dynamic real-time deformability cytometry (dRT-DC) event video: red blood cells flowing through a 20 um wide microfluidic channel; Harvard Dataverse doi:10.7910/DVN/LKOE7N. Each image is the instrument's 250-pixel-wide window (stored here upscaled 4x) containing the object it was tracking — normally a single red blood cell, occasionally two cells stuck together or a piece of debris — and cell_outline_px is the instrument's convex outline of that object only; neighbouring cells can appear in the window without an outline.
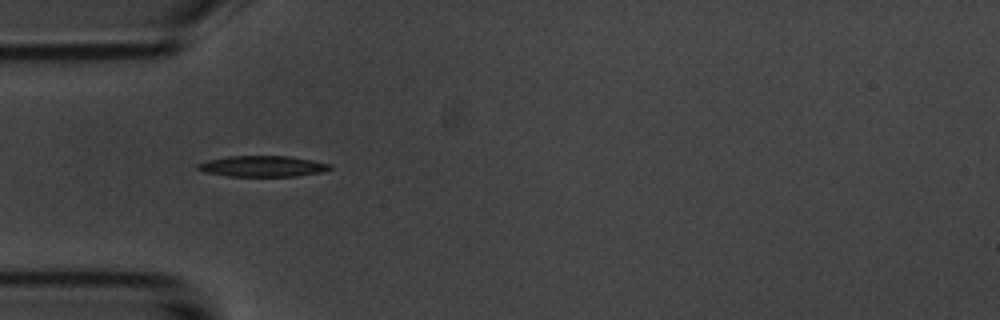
{"species": "common noctule bat (a hibernating species)", "species_latin": "Nyctalus noctula", "temperature_condition": "room temperature", "stored_images_in_passage": 10, "camera_frame_rate_fps": 3000, "um_per_image_px": 0.085, "animal": {"sex": "male", "body_mass_g": 20.1, "forearm_length_mm": 53.5}, "frame": {"image": 1, "passage_image": 4, "time_ms": 3.667, "image_size_px": [1000, 320], "cell_outline_px": [[332, 168], [320, 172], [296, 176], [228, 176], [204, 172], [196, 168], [196, 164], [208, 160], [228, 156], [288, 156], [312, 160], [332, 164]], "centroid_in_image_um": [22.3, 14.13], "position_along_channel_um": 62.7, "area_um2": 16.07}}
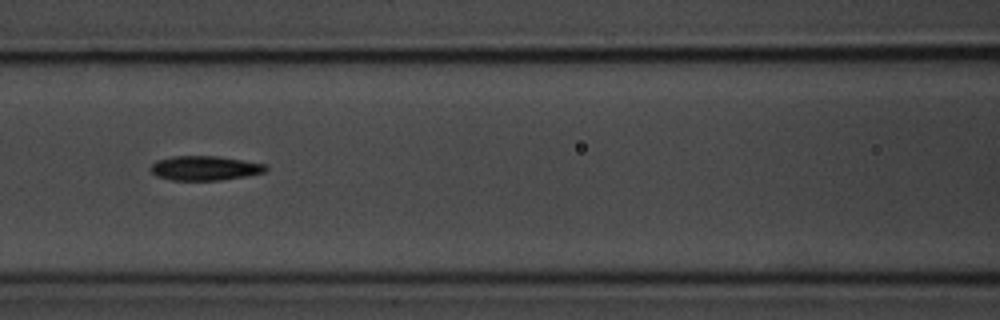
{"frame": {"image": 2, "passage_image": 6, "time_ms": 6.0, "image_size_px": [1000, 320], "cell_outline_px": [[268, 168], [264, 172], [244, 176], [220, 180], [172, 180], [156, 176], [152, 172], [152, 164], [156, 160], [172, 156], [216, 156], [268, 164]], "centroid_in_image_um": [17.41, 14.28], "position_along_channel_um": 149.2, "area_um2": 16.3}}
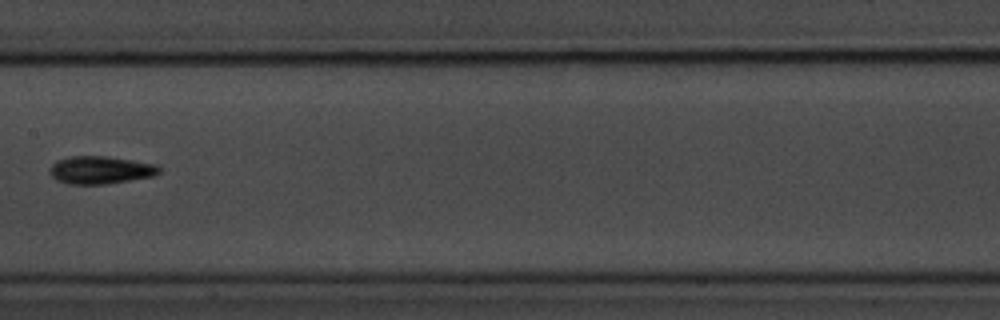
{"frame": {"image": 3, "passage_image": 7, "time_ms": 7.333, "image_size_px": [1000, 320], "cell_outline_px": [[160, 172], [152, 176], [104, 184], [68, 184], [56, 180], [52, 176], [52, 164], [56, 160], [68, 156], [104, 156], [160, 164]], "centroid_in_image_um": [8.56, 14.44], "position_along_channel_um": 198.8, "area_um2": 17.57}}